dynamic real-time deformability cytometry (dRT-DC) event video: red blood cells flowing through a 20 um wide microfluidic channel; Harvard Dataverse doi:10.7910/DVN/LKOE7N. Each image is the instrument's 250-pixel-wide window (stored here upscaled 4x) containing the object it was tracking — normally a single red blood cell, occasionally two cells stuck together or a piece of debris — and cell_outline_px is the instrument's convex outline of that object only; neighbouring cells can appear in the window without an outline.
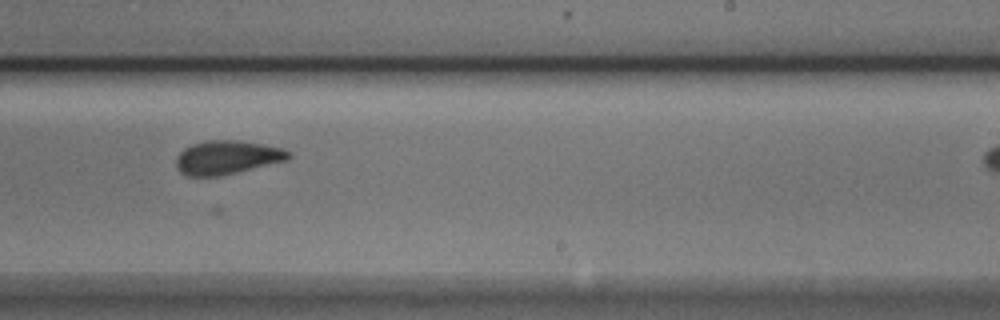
{"species": "Egyptian fruit bat (a non-hibernating species)", "species_latin": "Rousettus aegyptiacus", "temperature_condition": "cold", "stored_images_in_passage": 18, "camera_frame_rate_fps": 3000, "um_per_image_px": 0.085, "animal": {"sex": "male"}, "frame": {"image": 1, "passage_image": 11, "time_ms": 3.333, "image_size_px": [1000, 320], "cell_outline_px": [[292, 156], [288, 160], [220, 176], [188, 176], [180, 172], [176, 164], [176, 156], [184, 148], [192, 144], [208, 140], [236, 140], [260, 144], [280, 148], [292, 152]], "centroid_in_image_um": [19.29, 13.38], "position_along_channel_um": 269.7, "area_um2": 22.02}}